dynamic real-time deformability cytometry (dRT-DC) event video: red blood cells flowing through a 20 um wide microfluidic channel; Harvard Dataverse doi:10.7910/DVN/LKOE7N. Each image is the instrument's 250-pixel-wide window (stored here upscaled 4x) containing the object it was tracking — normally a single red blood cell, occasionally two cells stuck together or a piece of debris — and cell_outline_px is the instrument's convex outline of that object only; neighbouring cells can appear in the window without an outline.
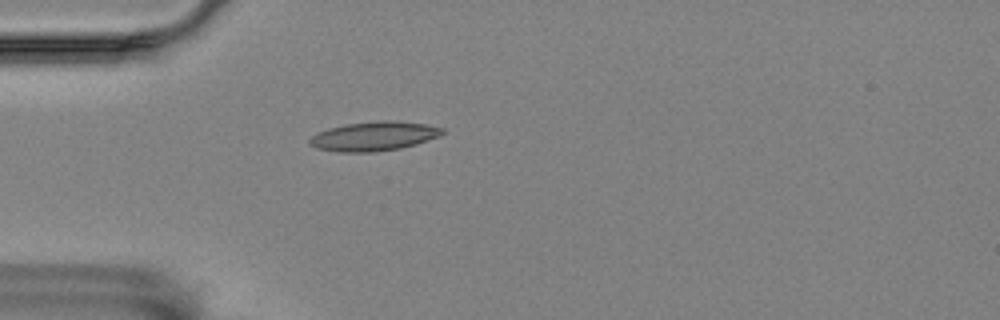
{"species": "Egyptian fruit bat (a non-hibernating species)", "species_latin": "Rousettus aegyptiacus", "temperature_condition": "room temperature", "stored_images_in_passage": 6, "camera_frame_rate_fps": 3000, "um_per_image_px": 0.085, "animal": {"sex": "female"}, "frame": {"image": 1, "passage_image": 1, "time_ms": 0.0, "image_size_px": [1000, 320], "cell_outline_px": [[444, 132], [440, 136], [416, 144], [400, 148], [376, 152], [340, 152], [316, 148], [308, 144], [308, 140], [316, 132], [328, 128], [344, 124], [380, 120], [396, 120], [428, 124], [444, 128]], "centroid_in_image_um": [31.78, 11.57], "position_along_channel_um": 53.2, "area_um2": 22.95}}
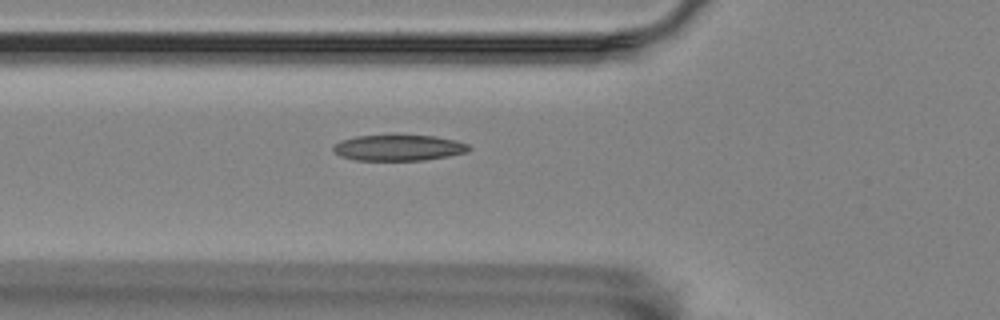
{"frame": {"image": 2, "passage_image": 5, "time_ms": 1.333, "image_size_px": [1000, 320], "cell_outline_px": [[472, 148], [468, 152], [448, 156], [424, 160], [356, 160], [340, 156], [332, 152], [332, 148], [340, 140], [356, 136], [392, 132], [436, 136], [456, 140], [468, 144]], "centroid_in_image_um": [33.87, 12.51], "position_along_channel_um": 91.9, "area_um2": 21.56}}